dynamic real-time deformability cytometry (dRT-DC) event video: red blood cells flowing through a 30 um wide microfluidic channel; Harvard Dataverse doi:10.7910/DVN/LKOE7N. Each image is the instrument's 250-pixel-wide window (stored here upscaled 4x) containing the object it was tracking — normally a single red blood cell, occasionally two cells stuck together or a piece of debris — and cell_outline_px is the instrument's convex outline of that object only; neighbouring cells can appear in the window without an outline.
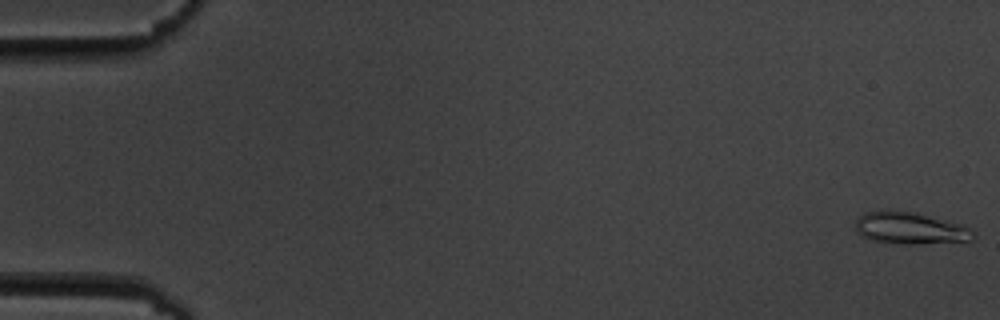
{"species": "common noctule bat (a hibernating species)", "species_latin": "Nyctalus noctula", "temperature_condition": "cold", "stored_images_in_passage": 3, "segment_of_instrument_passage": [2, 2], "camera_frame_rate_fps": 3000, "um_per_image_px": 0.085, "animal": {"sex": "male", "body_mass_g": 19.5, "forearm_length_mm": 54.6}, "frame": {"image": 1, "passage_image": 3, "time_ms": 2.333, "image_size_px": [1000, 320], "cell_outline_px": [[976, 236], [972, 240], [912, 244], [904, 244], [868, 240], [860, 236], [856, 232], [856, 220], [864, 212], [884, 208], [888, 208], [916, 212], [964, 224], [972, 228], [976, 232]], "centroid_in_image_um": [77.35, 19.36], "position_along_channel_um": 7.6, "area_um2": 22.72}}